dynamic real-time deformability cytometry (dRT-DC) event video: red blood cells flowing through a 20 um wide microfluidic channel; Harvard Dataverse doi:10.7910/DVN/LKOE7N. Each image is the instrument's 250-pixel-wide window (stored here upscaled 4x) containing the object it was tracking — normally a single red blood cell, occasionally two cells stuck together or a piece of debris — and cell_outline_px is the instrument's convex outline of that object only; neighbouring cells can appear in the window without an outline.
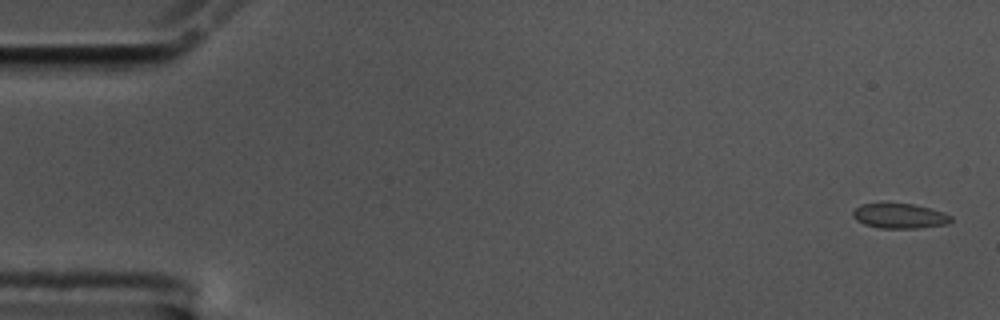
{"species": "common noctule bat (a hibernating species)", "species_latin": "Nyctalus noctula", "temperature_condition": "cold", "stored_images_in_passage": 57, "camera_frame_rate_fps": 3000, "um_per_image_px": 0.085, "animal": {"sex": "male", "body_mass_g": 17.5, "forearm_length_mm": 52.3}, "frame": {"image": 1, "passage_image": 2, "time_ms": 0.333, "image_size_px": [1000, 320], "cell_outline_px": [[952, 220], [948, 224], [920, 228], [880, 228], [864, 224], [856, 220], [852, 216], [852, 212], [860, 204], [912, 204], [944, 212], [952, 216]], "centroid_in_image_um": [76.48, 18.37], "position_along_channel_um": 8.5, "area_um2": 14.16}}
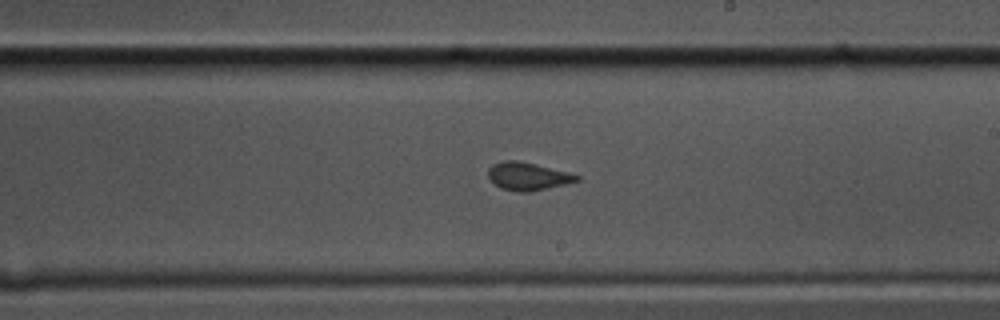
{"frame": {"image": 2, "passage_image": 33, "time_ms": 10.667, "image_size_px": [1000, 320], "cell_outline_px": [[580, 180], [564, 184], [528, 192], [516, 192], [500, 188], [488, 176], [488, 168], [492, 164], [500, 160], [516, 160], [572, 172], [580, 176]], "centroid_in_image_um": [44.86, 14.97], "position_along_channel_um": 244.1, "area_um2": 14.45}}
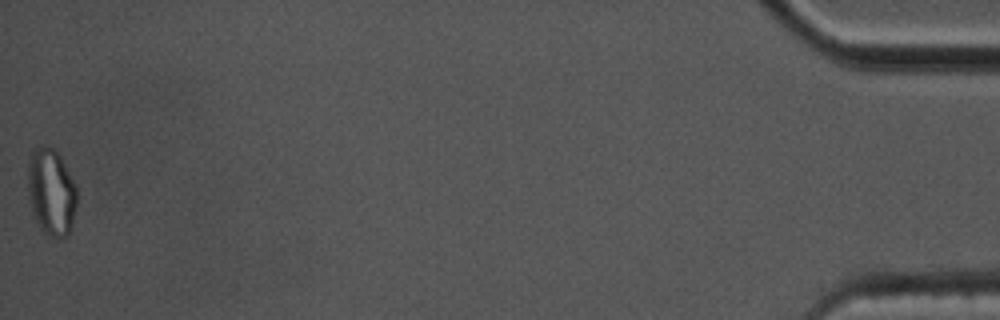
{"frame": {"image": 3, "passage_image": 57, "time_ms": 18.667, "image_size_px": [1000, 320], "cell_outline_px": [[76, 204], [72, 224], [68, 236], [56, 240], [48, 236], [40, 228], [36, 220], [32, 208], [28, 188], [28, 164], [32, 148], [52, 148], [60, 156], [76, 184]], "centroid_in_image_um": [4.37, 16.37], "position_along_channel_um": 430.8, "area_um2": 24.68}, "authors_computed_cell_mechanics": {"area_um2": 14.2188, "velocity_mm_per_s": 3.5586, "shape_relaxation_time_tau1_ms": 7.1877, "shape_relaxation_time_tau2_ms": null, "deformation_change_tau1": 0.1314, "deformation_change_tau2": null}}